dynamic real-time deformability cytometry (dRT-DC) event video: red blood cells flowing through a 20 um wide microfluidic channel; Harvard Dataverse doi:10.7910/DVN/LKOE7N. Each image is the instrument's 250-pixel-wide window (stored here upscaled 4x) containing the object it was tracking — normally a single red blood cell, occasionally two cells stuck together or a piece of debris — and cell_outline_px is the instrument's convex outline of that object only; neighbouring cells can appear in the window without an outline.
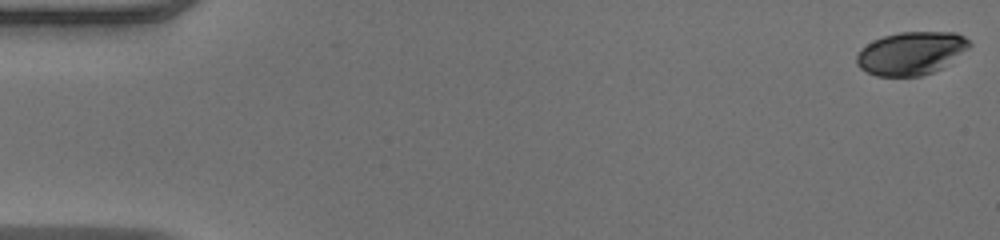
{"species": "human", "species_latin": "Homo sapiens", "temperature_condition": "warm", "stored_images_in_passage": 51, "camera_frame_rate_fps": 3000, "um_per_image_px": 0.085, "donor": {"sex": "male"}, "frame": {"image": 1, "passage_image": 1, "time_ms": 0.0, "image_size_px": [1000, 240], "cell_outline_px": [[972, 44], [968, 48], [940, 68], [932, 72], [920, 76], [876, 76], [860, 68], [856, 64], [856, 56], [860, 48], [872, 40], [884, 36], [900, 32], [956, 32], [964, 36]], "centroid_in_image_um": [77.39, 4.51], "position_along_channel_um": 7.6, "area_um2": 28.15}}
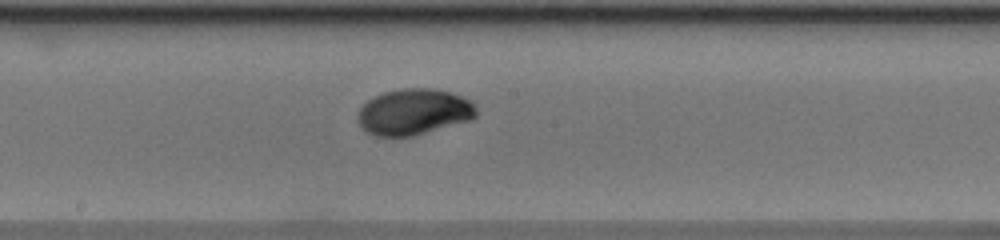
{"frame": {"image": 2, "passage_image": 28, "time_ms": 9.0, "image_size_px": [1000, 240], "cell_outline_px": [[476, 116], [472, 120], [416, 136], [376, 136], [360, 128], [356, 120], [356, 116], [360, 108], [368, 100], [384, 92], [404, 88], [432, 88], [448, 92], [472, 100], [476, 108]], "centroid_in_image_um": [35.17, 9.53], "position_along_channel_um": 213.0, "area_um2": 32.14}}
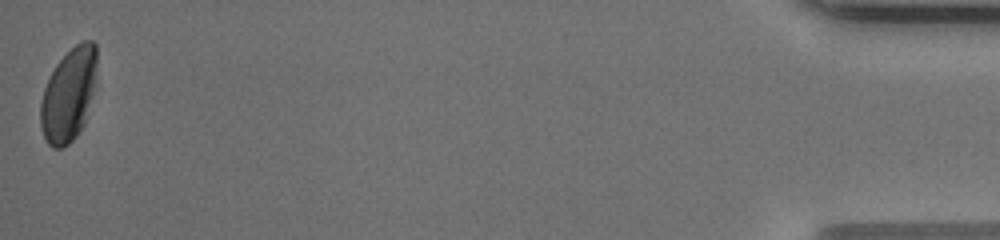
{"frame": {"image": 3, "passage_image": 51, "time_ms": 16.667, "image_size_px": [1000, 240], "cell_outline_px": [[96, 88], [84, 124], [76, 136], [68, 144], [60, 148], [52, 148], [48, 144], [44, 136], [40, 124], [40, 100], [44, 88], [56, 64], [80, 40], [92, 40], [96, 44]], "centroid_in_image_um": [5.86, 8.05], "position_along_channel_um": 429.3, "area_um2": 30.81}, "authors_computed_cell_mechanics": {"area_um2": 30.8074, "velocity_mm_per_s": 4.0598, "shape_relaxation_time_tau1_ms": 3.7084, "shape_relaxation_time_tau2_ms": null, "deformation_change_tau1": 0.1607, "deformation_change_tau2": null}}